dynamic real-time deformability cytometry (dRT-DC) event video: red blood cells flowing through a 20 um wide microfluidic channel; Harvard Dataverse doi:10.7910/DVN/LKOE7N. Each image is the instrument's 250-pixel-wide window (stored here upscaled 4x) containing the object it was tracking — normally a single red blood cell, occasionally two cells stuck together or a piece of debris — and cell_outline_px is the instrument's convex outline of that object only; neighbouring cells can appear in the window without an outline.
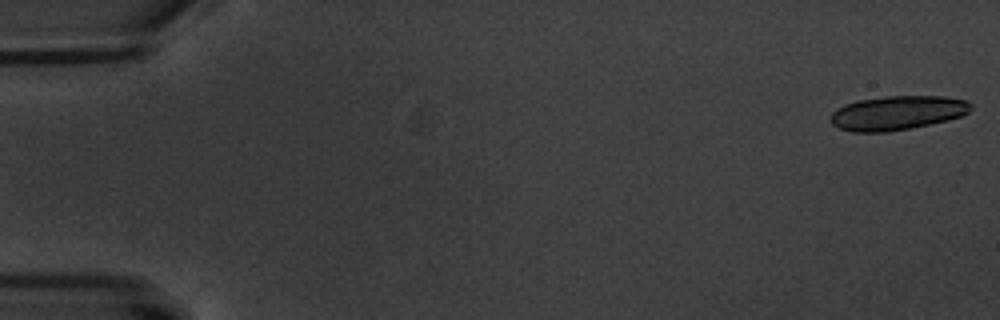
{"species": "common noctule bat (a hibernating species)", "species_latin": "Nyctalus noctula", "temperature_condition": "warm", "stored_images_in_passage": 6, "camera_frame_rate_fps": 3000, "um_per_image_px": 0.085, "animal": {"sex": "male", "body_mass_g": 20.1, "forearm_length_mm": 53.5}, "frame": {"image": 1, "passage_image": 1, "time_ms": 0.0, "image_size_px": [1000, 320], "cell_outline_px": [[972, 108], [968, 112], [960, 116], [948, 120], [888, 132], [852, 132], [840, 128], [832, 124], [832, 112], [844, 104], [856, 100], [888, 96], [944, 96], [968, 100], [972, 104]], "centroid_in_image_um": [76.28, 9.58], "position_along_channel_um": 8.7, "area_um2": 27.86}}